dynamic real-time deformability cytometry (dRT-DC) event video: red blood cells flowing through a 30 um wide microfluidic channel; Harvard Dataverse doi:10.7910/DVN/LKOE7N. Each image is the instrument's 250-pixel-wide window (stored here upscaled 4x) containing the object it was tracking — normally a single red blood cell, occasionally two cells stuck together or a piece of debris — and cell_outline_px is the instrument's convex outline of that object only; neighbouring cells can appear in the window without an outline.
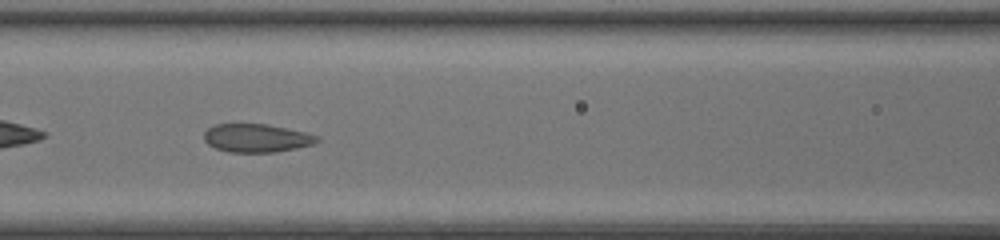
{"species": "common noctule bat (a hibernating species)", "species_latin": "Nyctalus noctula", "temperature_condition": "room temperature", "stored_images_in_passage": 48, "camera_frame_rate_fps": 3000, "um_per_image_px": 0.085, "animal": {"sex": "female", "body_mass_g": 20.0, "forearm_length_mm": 54.0}, "frame": {"image": 1, "passage_image": 22, "time_ms": 7.0, "image_size_px": [1000, 240], "cell_outline_px": [[320, 140], [312, 144], [296, 148], [276, 152], [228, 152], [216, 148], [208, 144], [204, 140], [204, 132], [212, 124], [268, 124], [304, 132], [320, 136]], "centroid_in_image_um": [21.79, 11.73], "position_along_channel_um": 144.8, "area_um2": 18.67}}
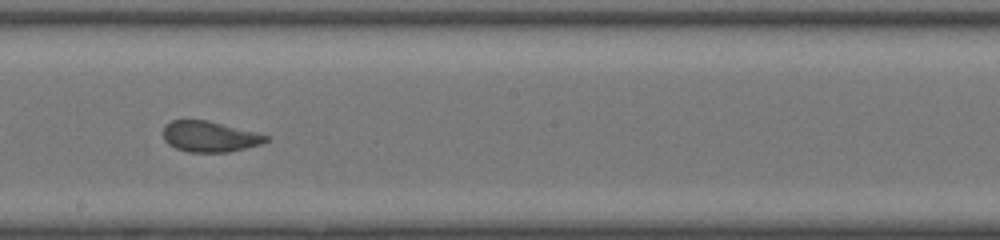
{"frame": {"image": 2, "passage_image": 28, "time_ms": 9.0, "image_size_px": [1000, 240], "cell_outline_px": [[268, 140], [260, 144], [228, 152], [188, 152], [176, 148], [168, 144], [164, 140], [164, 124], [172, 120], [208, 120], [256, 132], [268, 136]], "centroid_in_image_um": [17.79, 11.6], "position_along_channel_um": 230.4, "area_um2": 18.32}}
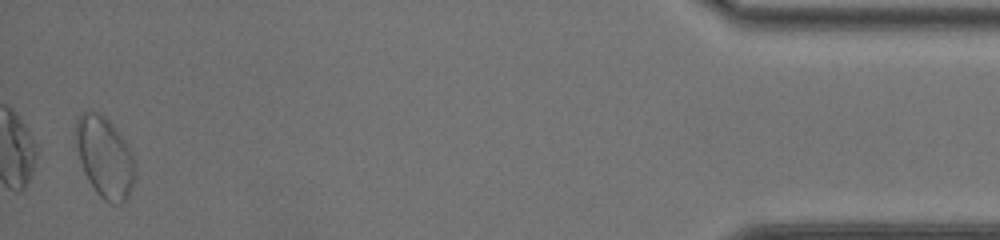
{"frame": {"image": 3, "passage_image": 47, "time_ms": 15.333, "image_size_px": [1000, 240], "cell_outline_px": [[136, 172], [128, 196], [120, 204], [112, 204], [104, 200], [96, 192], [88, 180], [84, 172], [80, 160], [72, 132], [76, 120], [84, 112], [100, 112], [116, 128], [132, 152], [136, 168]], "centroid_in_image_um": [8.88, 13.34], "position_along_channel_um": 426.3, "area_um2": 28.09}, "authors_computed_cell_mechanics": {"area_um2": 20.4612, "velocity_mm_per_s": 4.293, "shape_relaxation_time_tau1_ms": 5.5408, "shape_relaxation_time_tau2_ms": 0.8276, "deformation_change_tau1": 0.1337, "deformation_change_tau2": 0.0752}}